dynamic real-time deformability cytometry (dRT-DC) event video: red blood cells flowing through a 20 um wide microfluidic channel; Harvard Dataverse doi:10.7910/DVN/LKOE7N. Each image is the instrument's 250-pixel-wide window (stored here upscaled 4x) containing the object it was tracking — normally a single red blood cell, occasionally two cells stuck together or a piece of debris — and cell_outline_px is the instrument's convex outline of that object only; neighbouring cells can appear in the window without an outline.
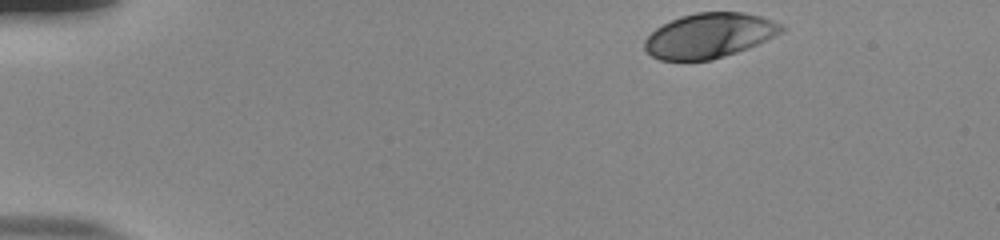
{"species": "human", "species_latin": "Homo sapiens", "temperature_condition": "room temperature", "stored_images_in_passage": 40, "camera_frame_rate_fps": 3000, "um_per_image_px": 0.085, "donor": {"sex": "male"}, "frame": {"image": 1, "passage_image": 1, "time_ms": 0.0, "image_size_px": [1000, 240], "cell_outline_px": [[784, 32], [748, 48], [712, 60], [660, 60], [652, 56], [644, 48], [644, 40], [656, 28], [680, 16], [696, 12], [744, 12], [760, 16], [784, 24]], "centroid_in_image_um": [60.31, 3.01], "position_along_channel_um": 24.7, "area_um2": 35.72}}
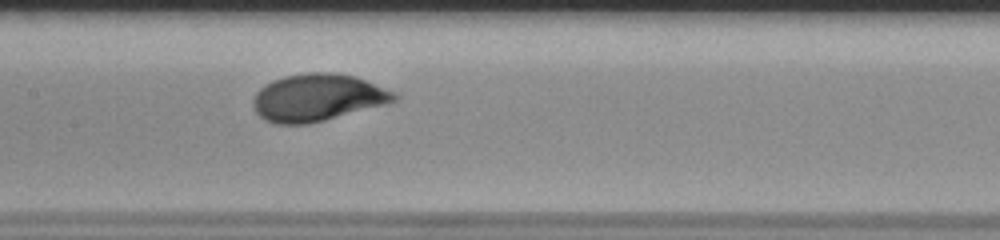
{"frame": {"image": 2, "passage_image": 21, "time_ms": 6.667, "image_size_px": [1000, 240], "cell_outline_px": [[400, 96], [396, 100], [388, 104], [308, 124], [276, 124], [264, 120], [252, 108], [252, 100], [256, 92], [264, 84], [272, 80], [284, 76], [308, 72], [336, 72], [352, 76], [364, 80], [396, 92]], "centroid_in_image_um": [26.97, 8.29], "position_along_channel_um": 180.4, "area_um2": 39.07}}
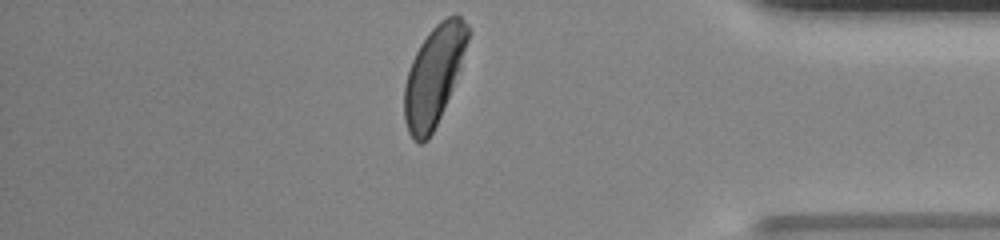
{"frame": {"image": 3, "passage_image": 40, "time_ms": 13.0, "image_size_px": [1000, 240], "cell_outline_px": [[468, 40], [460, 68], [452, 88], [440, 116], [428, 140], [420, 144], [412, 140], [408, 132], [404, 120], [404, 84], [412, 60], [420, 44], [432, 28], [440, 20], [456, 12], [468, 24]], "centroid_in_image_um": [36.86, 6.43], "position_along_channel_um": 398.3, "area_um2": 36.47}, "authors_computed_cell_mechanics": {"area_um2": 37.3099, "velocity_mm_per_s": 3.8196, "shape_relaxation_time_tau1_ms": 2.918, "shape_relaxation_time_tau2_ms": null, "deformation_change_tau1": 0.1674, "deformation_change_tau2": null}}